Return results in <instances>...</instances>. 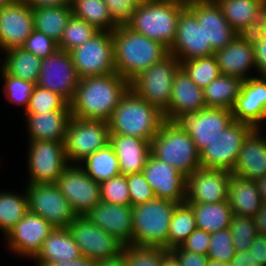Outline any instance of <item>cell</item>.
I'll return each instance as SVG.
<instances>
[{
  "mask_svg": "<svg viewBox=\"0 0 266 266\" xmlns=\"http://www.w3.org/2000/svg\"><path fill=\"white\" fill-rule=\"evenodd\" d=\"M262 130L255 128L248 135L231 174L254 181L266 174V133Z\"/></svg>",
  "mask_w": 266,
  "mask_h": 266,
  "instance_id": "26",
  "label": "cell"
},
{
  "mask_svg": "<svg viewBox=\"0 0 266 266\" xmlns=\"http://www.w3.org/2000/svg\"><path fill=\"white\" fill-rule=\"evenodd\" d=\"M70 53L61 49L41 61L37 86L60 94L70 102L79 83Z\"/></svg>",
  "mask_w": 266,
  "mask_h": 266,
  "instance_id": "16",
  "label": "cell"
},
{
  "mask_svg": "<svg viewBox=\"0 0 266 266\" xmlns=\"http://www.w3.org/2000/svg\"><path fill=\"white\" fill-rule=\"evenodd\" d=\"M207 266H225V263L217 261V260L209 259Z\"/></svg>",
  "mask_w": 266,
  "mask_h": 266,
  "instance_id": "64",
  "label": "cell"
},
{
  "mask_svg": "<svg viewBox=\"0 0 266 266\" xmlns=\"http://www.w3.org/2000/svg\"><path fill=\"white\" fill-rule=\"evenodd\" d=\"M82 256L94 262L120 256L124 245L109 233L92 224L87 217L77 216L67 227Z\"/></svg>",
  "mask_w": 266,
  "mask_h": 266,
  "instance_id": "13",
  "label": "cell"
},
{
  "mask_svg": "<svg viewBox=\"0 0 266 266\" xmlns=\"http://www.w3.org/2000/svg\"><path fill=\"white\" fill-rule=\"evenodd\" d=\"M254 129L250 124L234 120L214 141L200 151L201 167L231 172L244 141Z\"/></svg>",
  "mask_w": 266,
  "mask_h": 266,
  "instance_id": "11",
  "label": "cell"
},
{
  "mask_svg": "<svg viewBox=\"0 0 266 266\" xmlns=\"http://www.w3.org/2000/svg\"><path fill=\"white\" fill-rule=\"evenodd\" d=\"M112 39L116 73L129 82L169 54L166 46L134 32L127 25H118L112 31Z\"/></svg>",
  "mask_w": 266,
  "mask_h": 266,
  "instance_id": "2",
  "label": "cell"
},
{
  "mask_svg": "<svg viewBox=\"0 0 266 266\" xmlns=\"http://www.w3.org/2000/svg\"><path fill=\"white\" fill-rule=\"evenodd\" d=\"M243 81L241 78L220 74L203 89L206 107L232 110Z\"/></svg>",
  "mask_w": 266,
  "mask_h": 266,
  "instance_id": "32",
  "label": "cell"
},
{
  "mask_svg": "<svg viewBox=\"0 0 266 266\" xmlns=\"http://www.w3.org/2000/svg\"><path fill=\"white\" fill-rule=\"evenodd\" d=\"M263 204H266V174L255 180Z\"/></svg>",
  "mask_w": 266,
  "mask_h": 266,
  "instance_id": "63",
  "label": "cell"
},
{
  "mask_svg": "<svg viewBox=\"0 0 266 266\" xmlns=\"http://www.w3.org/2000/svg\"><path fill=\"white\" fill-rule=\"evenodd\" d=\"M161 266H181V264L178 258L170 250H168L162 256Z\"/></svg>",
  "mask_w": 266,
  "mask_h": 266,
  "instance_id": "62",
  "label": "cell"
},
{
  "mask_svg": "<svg viewBox=\"0 0 266 266\" xmlns=\"http://www.w3.org/2000/svg\"><path fill=\"white\" fill-rule=\"evenodd\" d=\"M112 32L99 31L69 51L79 78L115 73Z\"/></svg>",
  "mask_w": 266,
  "mask_h": 266,
  "instance_id": "9",
  "label": "cell"
},
{
  "mask_svg": "<svg viewBox=\"0 0 266 266\" xmlns=\"http://www.w3.org/2000/svg\"><path fill=\"white\" fill-rule=\"evenodd\" d=\"M233 121L232 110L206 107L198 112L182 113L173 122L186 130L200 152Z\"/></svg>",
  "mask_w": 266,
  "mask_h": 266,
  "instance_id": "14",
  "label": "cell"
},
{
  "mask_svg": "<svg viewBox=\"0 0 266 266\" xmlns=\"http://www.w3.org/2000/svg\"><path fill=\"white\" fill-rule=\"evenodd\" d=\"M34 29L59 43L72 15L71 5L32 9Z\"/></svg>",
  "mask_w": 266,
  "mask_h": 266,
  "instance_id": "35",
  "label": "cell"
},
{
  "mask_svg": "<svg viewBox=\"0 0 266 266\" xmlns=\"http://www.w3.org/2000/svg\"><path fill=\"white\" fill-rule=\"evenodd\" d=\"M248 251L259 265L266 266V235H257Z\"/></svg>",
  "mask_w": 266,
  "mask_h": 266,
  "instance_id": "55",
  "label": "cell"
},
{
  "mask_svg": "<svg viewBox=\"0 0 266 266\" xmlns=\"http://www.w3.org/2000/svg\"><path fill=\"white\" fill-rule=\"evenodd\" d=\"M55 184L77 216H85L101 201L100 184L79 165H69Z\"/></svg>",
  "mask_w": 266,
  "mask_h": 266,
  "instance_id": "15",
  "label": "cell"
},
{
  "mask_svg": "<svg viewBox=\"0 0 266 266\" xmlns=\"http://www.w3.org/2000/svg\"><path fill=\"white\" fill-rule=\"evenodd\" d=\"M231 172L199 167L186 178L185 203H218L228 201Z\"/></svg>",
  "mask_w": 266,
  "mask_h": 266,
  "instance_id": "17",
  "label": "cell"
},
{
  "mask_svg": "<svg viewBox=\"0 0 266 266\" xmlns=\"http://www.w3.org/2000/svg\"><path fill=\"white\" fill-rule=\"evenodd\" d=\"M72 14L98 31L112 32L118 25L110 16L104 0H72Z\"/></svg>",
  "mask_w": 266,
  "mask_h": 266,
  "instance_id": "37",
  "label": "cell"
},
{
  "mask_svg": "<svg viewBox=\"0 0 266 266\" xmlns=\"http://www.w3.org/2000/svg\"><path fill=\"white\" fill-rule=\"evenodd\" d=\"M110 143L108 122L71 117L66 129L65 155L69 165H79Z\"/></svg>",
  "mask_w": 266,
  "mask_h": 266,
  "instance_id": "8",
  "label": "cell"
},
{
  "mask_svg": "<svg viewBox=\"0 0 266 266\" xmlns=\"http://www.w3.org/2000/svg\"><path fill=\"white\" fill-rule=\"evenodd\" d=\"M214 56L221 74L247 80L253 77L250 71H256L254 46H250L238 36L224 48L215 51Z\"/></svg>",
  "mask_w": 266,
  "mask_h": 266,
  "instance_id": "27",
  "label": "cell"
},
{
  "mask_svg": "<svg viewBox=\"0 0 266 266\" xmlns=\"http://www.w3.org/2000/svg\"><path fill=\"white\" fill-rule=\"evenodd\" d=\"M96 266H126L125 255L122 253L120 256L104 261L96 262Z\"/></svg>",
  "mask_w": 266,
  "mask_h": 266,
  "instance_id": "61",
  "label": "cell"
},
{
  "mask_svg": "<svg viewBox=\"0 0 266 266\" xmlns=\"http://www.w3.org/2000/svg\"><path fill=\"white\" fill-rule=\"evenodd\" d=\"M228 202L232 214L253 217L260 210V193L254 180L231 174L228 190Z\"/></svg>",
  "mask_w": 266,
  "mask_h": 266,
  "instance_id": "31",
  "label": "cell"
},
{
  "mask_svg": "<svg viewBox=\"0 0 266 266\" xmlns=\"http://www.w3.org/2000/svg\"><path fill=\"white\" fill-rule=\"evenodd\" d=\"M54 227L44 218L28 212L5 236L7 248L19 256L32 259Z\"/></svg>",
  "mask_w": 266,
  "mask_h": 266,
  "instance_id": "18",
  "label": "cell"
},
{
  "mask_svg": "<svg viewBox=\"0 0 266 266\" xmlns=\"http://www.w3.org/2000/svg\"><path fill=\"white\" fill-rule=\"evenodd\" d=\"M206 108L204 90L197 86L180 67L175 73L170 103L163 113L164 120L174 121L182 113Z\"/></svg>",
  "mask_w": 266,
  "mask_h": 266,
  "instance_id": "25",
  "label": "cell"
},
{
  "mask_svg": "<svg viewBox=\"0 0 266 266\" xmlns=\"http://www.w3.org/2000/svg\"><path fill=\"white\" fill-rule=\"evenodd\" d=\"M180 67L202 89L221 74L214 55L182 61Z\"/></svg>",
  "mask_w": 266,
  "mask_h": 266,
  "instance_id": "41",
  "label": "cell"
},
{
  "mask_svg": "<svg viewBox=\"0 0 266 266\" xmlns=\"http://www.w3.org/2000/svg\"><path fill=\"white\" fill-rule=\"evenodd\" d=\"M101 201L117 204L131 205L127 175L119 174L100 184Z\"/></svg>",
  "mask_w": 266,
  "mask_h": 266,
  "instance_id": "46",
  "label": "cell"
},
{
  "mask_svg": "<svg viewBox=\"0 0 266 266\" xmlns=\"http://www.w3.org/2000/svg\"><path fill=\"white\" fill-rule=\"evenodd\" d=\"M127 185L131 206L146 203L156 198L142 172L127 175Z\"/></svg>",
  "mask_w": 266,
  "mask_h": 266,
  "instance_id": "50",
  "label": "cell"
},
{
  "mask_svg": "<svg viewBox=\"0 0 266 266\" xmlns=\"http://www.w3.org/2000/svg\"><path fill=\"white\" fill-rule=\"evenodd\" d=\"M27 184L55 183L69 166L64 142L50 140H28Z\"/></svg>",
  "mask_w": 266,
  "mask_h": 266,
  "instance_id": "10",
  "label": "cell"
},
{
  "mask_svg": "<svg viewBox=\"0 0 266 266\" xmlns=\"http://www.w3.org/2000/svg\"><path fill=\"white\" fill-rule=\"evenodd\" d=\"M25 187L29 212L39 215L54 228H65L77 215L55 183H35Z\"/></svg>",
  "mask_w": 266,
  "mask_h": 266,
  "instance_id": "12",
  "label": "cell"
},
{
  "mask_svg": "<svg viewBox=\"0 0 266 266\" xmlns=\"http://www.w3.org/2000/svg\"><path fill=\"white\" fill-rule=\"evenodd\" d=\"M179 68L180 61L169 53L134 77L130 81V88L164 113L169 106L173 79Z\"/></svg>",
  "mask_w": 266,
  "mask_h": 266,
  "instance_id": "7",
  "label": "cell"
},
{
  "mask_svg": "<svg viewBox=\"0 0 266 266\" xmlns=\"http://www.w3.org/2000/svg\"><path fill=\"white\" fill-rule=\"evenodd\" d=\"M85 217L124 246H133L131 205H117L100 201Z\"/></svg>",
  "mask_w": 266,
  "mask_h": 266,
  "instance_id": "24",
  "label": "cell"
},
{
  "mask_svg": "<svg viewBox=\"0 0 266 266\" xmlns=\"http://www.w3.org/2000/svg\"><path fill=\"white\" fill-rule=\"evenodd\" d=\"M252 218L258 235H266V204H262L260 210Z\"/></svg>",
  "mask_w": 266,
  "mask_h": 266,
  "instance_id": "60",
  "label": "cell"
},
{
  "mask_svg": "<svg viewBox=\"0 0 266 266\" xmlns=\"http://www.w3.org/2000/svg\"><path fill=\"white\" fill-rule=\"evenodd\" d=\"M186 7L201 25L206 45H211L214 51L224 48L237 36L215 0H192Z\"/></svg>",
  "mask_w": 266,
  "mask_h": 266,
  "instance_id": "20",
  "label": "cell"
},
{
  "mask_svg": "<svg viewBox=\"0 0 266 266\" xmlns=\"http://www.w3.org/2000/svg\"><path fill=\"white\" fill-rule=\"evenodd\" d=\"M210 238V233L196 228L180 245V247L190 253L207 255L210 244Z\"/></svg>",
  "mask_w": 266,
  "mask_h": 266,
  "instance_id": "53",
  "label": "cell"
},
{
  "mask_svg": "<svg viewBox=\"0 0 266 266\" xmlns=\"http://www.w3.org/2000/svg\"><path fill=\"white\" fill-rule=\"evenodd\" d=\"M97 32L99 31L91 24L72 14L58 43V49L69 52L83 45Z\"/></svg>",
  "mask_w": 266,
  "mask_h": 266,
  "instance_id": "42",
  "label": "cell"
},
{
  "mask_svg": "<svg viewBox=\"0 0 266 266\" xmlns=\"http://www.w3.org/2000/svg\"><path fill=\"white\" fill-rule=\"evenodd\" d=\"M29 212L28 196L12 191L0 192V230L7 233Z\"/></svg>",
  "mask_w": 266,
  "mask_h": 266,
  "instance_id": "38",
  "label": "cell"
},
{
  "mask_svg": "<svg viewBox=\"0 0 266 266\" xmlns=\"http://www.w3.org/2000/svg\"><path fill=\"white\" fill-rule=\"evenodd\" d=\"M163 121L161 111L129 88L107 122L110 134L134 136L151 143Z\"/></svg>",
  "mask_w": 266,
  "mask_h": 266,
  "instance_id": "3",
  "label": "cell"
},
{
  "mask_svg": "<svg viewBox=\"0 0 266 266\" xmlns=\"http://www.w3.org/2000/svg\"><path fill=\"white\" fill-rule=\"evenodd\" d=\"M168 250L180 246L197 228L193 209L187 204H178L169 225Z\"/></svg>",
  "mask_w": 266,
  "mask_h": 266,
  "instance_id": "40",
  "label": "cell"
},
{
  "mask_svg": "<svg viewBox=\"0 0 266 266\" xmlns=\"http://www.w3.org/2000/svg\"><path fill=\"white\" fill-rule=\"evenodd\" d=\"M180 261L181 266H207L208 256L190 253L183 250L180 246L170 250Z\"/></svg>",
  "mask_w": 266,
  "mask_h": 266,
  "instance_id": "54",
  "label": "cell"
},
{
  "mask_svg": "<svg viewBox=\"0 0 266 266\" xmlns=\"http://www.w3.org/2000/svg\"><path fill=\"white\" fill-rule=\"evenodd\" d=\"M0 75L4 81L6 99L12 104L21 106L25 111L36 83L8 75L1 67Z\"/></svg>",
  "mask_w": 266,
  "mask_h": 266,
  "instance_id": "44",
  "label": "cell"
},
{
  "mask_svg": "<svg viewBox=\"0 0 266 266\" xmlns=\"http://www.w3.org/2000/svg\"><path fill=\"white\" fill-rule=\"evenodd\" d=\"M168 250L164 248L125 246L126 266H161L162 256Z\"/></svg>",
  "mask_w": 266,
  "mask_h": 266,
  "instance_id": "47",
  "label": "cell"
},
{
  "mask_svg": "<svg viewBox=\"0 0 266 266\" xmlns=\"http://www.w3.org/2000/svg\"><path fill=\"white\" fill-rule=\"evenodd\" d=\"M110 16L117 25H126L138 3L135 0H104Z\"/></svg>",
  "mask_w": 266,
  "mask_h": 266,
  "instance_id": "52",
  "label": "cell"
},
{
  "mask_svg": "<svg viewBox=\"0 0 266 266\" xmlns=\"http://www.w3.org/2000/svg\"><path fill=\"white\" fill-rule=\"evenodd\" d=\"M257 75L266 76V36L254 46Z\"/></svg>",
  "mask_w": 266,
  "mask_h": 266,
  "instance_id": "56",
  "label": "cell"
},
{
  "mask_svg": "<svg viewBox=\"0 0 266 266\" xmlns=\"http://www.w3.org/2000/svg\"><path fill=\"white\" fill-rule=\"evenodd\" d=\"M137 3H147V2H151L154 0H135Z\"/></svg>",
  "mask_w": 266,
  "mask_h": 266,
  "instance_id": "67",
  "label": "cell"
},
{
  "mask_svg": "<svg viewBox=\"0 0 266 266\" xmlns=\"http://www.w3.org/2000/svg\"><path fill=\"white\" fill-rule=\"evenodd\" d=\"M237 36L250 46H255L266 36V1L258 7L251 23L237 32Z\"/></svg>",
  "mask_w": 266,
  "mask_h": 266,
  "instance_id": "49",
  "label": "cell"
},
{
  "mask_svg": "<svg viewBox=\"0 0 266 266\" xmlns=\"http://www.w3.org/2000/svg\"><path fill=\"white\" fill-rule=\"evenodd\" d=\"M35 264H37L35 266H96V262L85 256H81L79 259L70 262H48Z\"/></svg>",
  "mask_w": 266,
  "mask_h": 266,
  "instance_id": "59",
  "label": "cell"
},
{
  "mask_svg": "<svg viewBox=\"0 0 266 266\" xmlns=\"http://www.w3.org/2000/svg\"><path fill=\"white\" fill-rule=\"evenodd\" d=\"M29 140L65 142L71 111L24 113Z\"/></svg>",
  "mask_w": 266,
  "mask_h": 266,
  "instance_id": "29",
  "label": "cell"
},
{
  "mask_svg": "<svg viewBox=\"0 0 266 266\" xmlns=\"http://www.w3.org/2000/svg\"><path fill=\"white\" fill-rule=\"evenodd\" d=\"M177 205L155 198L132 206L133 246L168 250L169 225Z\"/></svg>",
  "mask_w": 266,
  "mask_h": 266,
  "instance_id": "5",
  "label": "cell"
},
{
  "mask_svg": "<svg viewBox=\"0 0 266 266\" xmlns=\"http://www.w3.org/2000/svg\"><path fill=\"white\" fill-rule=\"evenodd\" d=\"M211 45H206L205 34L195 15L185 7L178 19L175 41L169 53L180 62L214 55Z\"/></svg>",
  "mask_w": 266,
  "mask_h": 266,
  "instance_id": "19",
  "label": "cell"
},
{
  "mask_svg": "<svg viewBox=\"0 0 266 266\" xmlns=\"http://www.w3.org/2000/svg\"><path fill=\"white\" fill-rule=\"evenodd\" d=\"M130 82L118 73L81 78L69 102L71 116L108 121Z\"/></svg>",
  "mask_w": 266,
  "mask_h": 266,
  "instance_id": "1",
  "label": "cell"
},
{
  "mask_svg": "<svg viewBox=\"0 0 266 266\" xmlns=\"http://www.w3.org/2000/svg\"><path fill=\"white\" fill-rule=\"evenodd\" d=\"M1 68L11 76L37 83L41 72L42 59L21 47L3 52Z\"/></svg>",
  "mask_w": 266,
  "mask_h": 266,
  "instance_id": "33",
  "label": "cell"
},
{
  "mask_svg": "<svg viewBox=\"0 0 266 266\" xmlns=\"http://www.w3.org/2000/svg\"><path fill=\"white\" fill-rule=\"evenodd\" d=\"M223 16L237 33L251 23L258 7L265 0H215Z\"/></svg>",
  "mask_w": 266,
  "mask_h": 266,
  "instance_id": "39",
  "label": "cell"
},
{
  "mask_svg": "<svg viewBox=\"0 0 266 266\" xmlns=\"http://www.w3.org/2000/svg\"><path fill=\"white\" fill-rule=\"evenodd\" d=\"M233 119L254 128L266 124V76H254L244 80L241 91L232 108Z\"/></svg>",
  "mask_w": 266,
  "mask_h": 266,
  "instance_id": "22",
  "label": "cell"
},
{
  "mask_svg": "<svg viewBox=\"0 0 266 266\" xmlns=\"http://www.w3.org/2000/svg\"><path fill=\"white\" fill-rule=\"evenodd\" d=\"M79 247L75 243L69 229L54 228L38 254L33 258L36 263L70 262L81 257Z\"/></svg>",
  "mask_w": 266,
  "mask_h": 266,
  "instance_id": "30",
  "label": "cell"
},
{
  "mask_svg": "<svg viewBox=\"0 0 266 266\" xmlns=\"http://www.w3.org/2000/svg\"><path fill=\"white\" fill-rule=\"evenodd\" d=\"M185 7L172 1L138 3L126 25L134 32L143 34L169 49L175 41L180 12Z\"/></svg>",
  "mask_w": 266,
  "mask_h": 266,
  "instance_id": "6",
  "label": "cell"
},
{
  "mask_svg": "<svg viewBox=\"0 0 266 266\" xmlns=\"http://www.w3.org/2000/svg\"><path fill=\"white\" fill-rule=\"evenodd\" d=\"M21 48L33 53L40 59H45L58 50V43L44 33L34 29Z\"/></svg>",
  "mask_w": 266,
  "mask_h": 266,
  "instance_id": "51",
  "label": "cell"
},
{
  "mask_svg": "<svg viewBox=\"0 0 266 266\" xmlns=\"http://www.w3.org/2000/svg\"><path fill=\"white\" fill-rule=\"evenodd\" d=\"M24 1L31 9L52 7V6H66L72 4V0H24Z\"/></svg>",
  "mask_w": 266,
  "mask_h": 266,
  "instance_id": "58",
  "label": "cell"
},
{
  "mask_svg": "<svg viewBox=\"0 0 266 266\" xmlns=\"http://www.w3.org/2000/svg\"><path fill=\"white\" fill-rule=\"evenodd\" d=\"M187 204L193 209L198 229L213 234L230 227L232 211L228 201Z\"/></svg>",
  "mask_w": 266,
  "mask_h": 266,
  "instance_id": "34",
  "label": "cell"
},
{
  "mask_svg": "<svg viewBox=\"0 0 266 266\" xmlns=\"http://www.w3.org/2000/svg\"><path fill=\"white\" fill-rule=\"evenodd\" d=\"M160 1H172L187 6L192 0H160Z\"/></svg>",
  "mask_w": 266,
  "mask_h": 266,
  "instance_id": "65",
  "label": "cell"
},
{
  "mask_svg": "<svg viewBox=\"0 0 266 266\" xmlns=\"http://www.w3.org/2000/svg\"><path fill=\"white\" fill-rule=\"evenodd\" d=\"M70 111L69 102L60 94L35 85L24 113Z\"/></svg>",
  "mask_w": 266,
  "mask_h": 266,
  "instance_id": "43",
  "label": "cell"
},
{
  "mask_svg": "<svg viewBox=\"0 0 266 266\" xmlns=\"http://www.w3.org/2000/svg\"><path fill=\"white\" fill-rule=\"evenodd\" d=\"M236 254L233 238L229 228L211 234L208 258L220 262H230Z\"/></svg>",
  "mask_w": 266,
  "mask_h": 266,
  "instance_id": "48",
  "label": "cell"
},
{
  "mask_svg": "<svg viewBox=\"0 0 266 266\" xmlns=\"http://www.w3.org/2000/svg\"><path fill=\"white\" fill-rule=\"evenodd\" d=\"M236 252L248 251L258 235L252 217L232 214L229 227Z\"/></svg>",
  "mask_w": 266,
  "mask_h": 266,
  "instance_id": "45",
  "label": "cell"
},
{
  "mask_svg": "<svg viewBox=\"0 0 266 266\" xmlns=\"http://www.w3.org/2000/svg\"><path fill=\"white\" fill-rule=\"evenodd\" d=\"M19 0H0V9L8 4L14 3Z\"/></svg>",
  "mask_w": 266,
  "mask_h": 266,
  "instance_id": "66",
  "label": "cell"
},
{
  "mask_svg": "<svg viewBox=\"0 0 266 266\" xmlns=\"http://www.w3.org/2000/svg\"><path fill=\"white\" fill-rule=\"evenodd\" d=\"M79 166L99 184L120 174L119 161L110 143L90 154Z\"/></svg>",
  "mask_w": 266,
  "mask_h": 266,
  "instance_id": "36",
  "label": "cell"
},
{
  "mask_svg": "<svg viewBox=\"0 0 266 266\" xmlns=\"http://www.w3.org/2000/svg\"><path fill=\"white\" fill-rule=\"evenodd\" d=\"M33 30L32 9L24 0L0 9V51L21 47Z\"/></svg>",
  "mask_w": 266,
  "mask_h": 266,
  "instance_id": "23",
  "label": "cell"
},
{
  "mask_svg": "<svg viewBox=\"0 0 266 266\" xmlns=\"http://www.w3.org/2000/svg\"><path fill=\"white\" fill-rule=\"evenodd\" d=\"M151 154L174 167L185 177L200 165V152L186 130L175 122L164 120L157 135L151 141Z\"/></svg>",
  "mask_w": 266,
  "mask_h": 266,
  "instance_id": "4",
  "label": "cell"
},
{
  "mask_svg": "<svg viewBox=\"0 0 266 266\" xmlns=\"http://www.w3.org/2000/svg\"><path fill=\"white\" fill-rule=\"evenodd\" d=\"M225 266H261L252 257L249 251L236 252L235 257Z\"/></svg>",
  "mask_w": 266,
  "mask_h": 266,
  "instance_id": "57",
  "label": "cell"
},
{
  "mask_svg": "<svg viewBox=\"0 0 266 266\" xmlns=\"http://www.w3.org/2000/svg\"><path fill=\"white\" fill-rule=\"evenodd\" d=\"M110 145L119 161L121 175L142 172L151 154V143L134 136L110 134Z\"/></svg>",
  "mask_w": 266,
  "mask_h": 266,
  "instance_id": "28",
  "label": "cell"
},
{
  "mask_svg": "<svg viewBox=\"0 0 266 266\" xmlns=\"http://www.w3.org/2000/svg\"><path fill=\"white\" fill-rule=\"evenodd\" d=\"M142 173L156 198L177 204L185 203L187 177L174 167L150 154Z\"/></svg>",
  "mask_w": 266,
  "mask_h": 266,
  "instance_id": "21",
  "label": "cell"
}]
</instances>
